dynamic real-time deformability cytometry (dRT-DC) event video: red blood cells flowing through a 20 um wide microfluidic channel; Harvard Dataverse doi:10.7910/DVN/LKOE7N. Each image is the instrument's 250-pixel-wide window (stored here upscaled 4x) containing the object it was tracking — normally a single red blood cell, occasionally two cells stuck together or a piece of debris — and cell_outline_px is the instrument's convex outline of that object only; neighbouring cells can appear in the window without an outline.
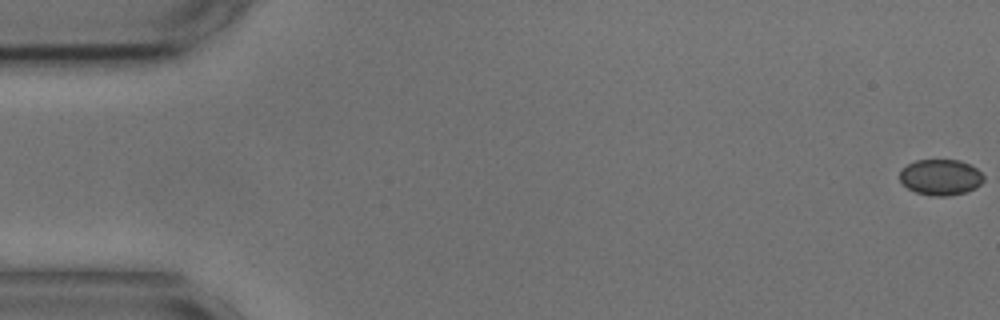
{"species": "common noctule bat (a hibernating species)", "species_latin": "Nyctalus noctula", "temperature_condition": "cold", "stored_images_in_passage": 37, "camera_frame_rate_fps": 3000, "um_per_image_px": 0.085, "animal": {"sex": "male", "body_mass_g": 17.9, "forearm_length_mm": 54.2}, "frame": {"image": 1, "passage_image": 1, "time_ms": 0.0, "image_size_px": [1000, 320], "cell_outline_px": [[984, 180], [976, 188], [964, 192], [948, 196], [932, 196], [916, 192], [908, 188], [900, 180], [900, 168], [916, 160], [960, 160], [976, 168], [984, 176]], "centroid_in_image_um": [79.94, 15.06], "position_along_channel_um": 5.1, "area_um2": 17.51}}
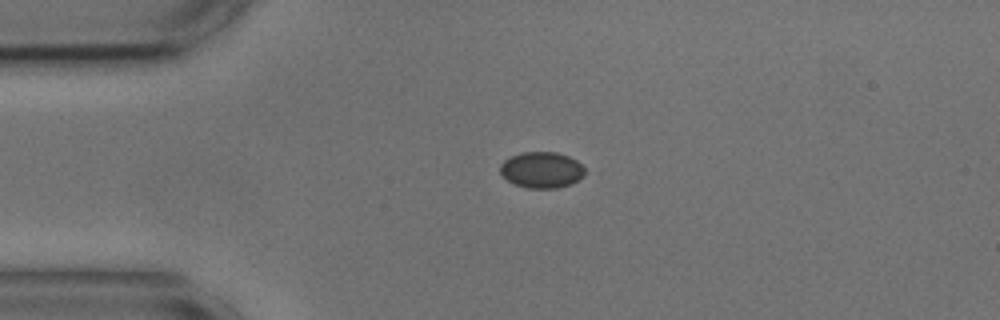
{"frame": {"image": 2, "passage_image": 13, "time_ms": 4.0, "image_size_px": [1000, 320], "cell_outline_px": [[584, 176], [572, 184], [556, 188], [528, 188], [516, 184], [508, 180], [500, 172], [500, 164], [504, 160], [512, 156], [524, 152], [556, 152], [568, 156], [576, 160], [584, 168]], "centroid_in_image_um": [46.05, 14.44], "position_along_channel_um": 38.9, "area_um2": 17.69}}
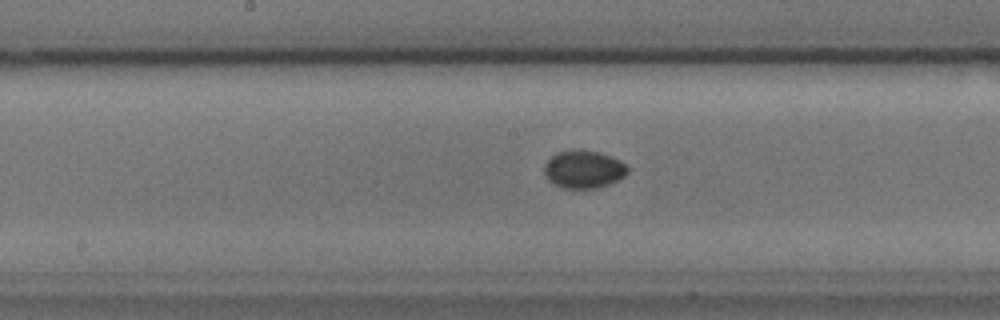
{"frame": {"image": 3, "passage_image": 28, "time_ms": 9.0, "image_size_px": [1000, 320], "cell_outline_px": [[628, 172], [624, 176], [608, 184], [596, 188], [564, 188], [548, 180], [544, 176], [544, 164], [556, 152], [600, 152], [612, 156], [620, 160], [628, 168]], "centroid_in_image_um": [49.61, 14.42], "position_along_channel_um": 198.6, "area_um2": 17.86}}